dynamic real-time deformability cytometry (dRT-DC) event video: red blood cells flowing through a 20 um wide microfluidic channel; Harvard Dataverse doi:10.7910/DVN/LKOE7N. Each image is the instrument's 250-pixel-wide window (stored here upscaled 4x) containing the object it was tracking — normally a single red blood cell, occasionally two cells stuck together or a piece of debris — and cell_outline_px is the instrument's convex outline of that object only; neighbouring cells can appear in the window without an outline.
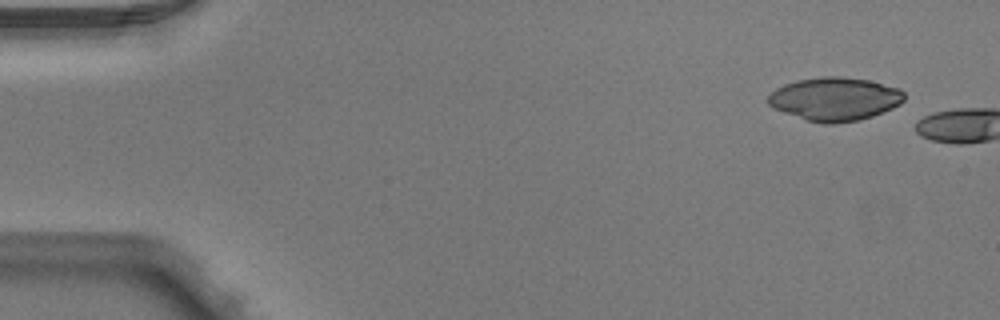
{"species": "Egyptian fruit bat (a non-hibernating species)", "species_latin": "Rousettus aegyptiacus", "temperature_condition": "warm", "stored_images_in_passage": 2, "camera_frame_rate_fps": 3000, "um_per_image_px": 0.085, "animal": {"sex": "male"}, "frame": {"image": 1, "passage_image": 1, "time_ms": 0.0, "image_size_px": [1000, 320], "cell_outline_px": [[904, 100], [900, 104], [892, 108], [872, 116], [860, 120], [832, 124], [824, 124], [808, 120], [784, 112], [768, 104], [768, 96], [776, 88], [784, 84], [796, 80], [824, 76], [840, 76], [868, 80], [900, 88], [904, 92]], "centroid_in_image_um": [70.98, 8.4], "position_along_channel_um": 14.0, "area_um2": 34.28}}